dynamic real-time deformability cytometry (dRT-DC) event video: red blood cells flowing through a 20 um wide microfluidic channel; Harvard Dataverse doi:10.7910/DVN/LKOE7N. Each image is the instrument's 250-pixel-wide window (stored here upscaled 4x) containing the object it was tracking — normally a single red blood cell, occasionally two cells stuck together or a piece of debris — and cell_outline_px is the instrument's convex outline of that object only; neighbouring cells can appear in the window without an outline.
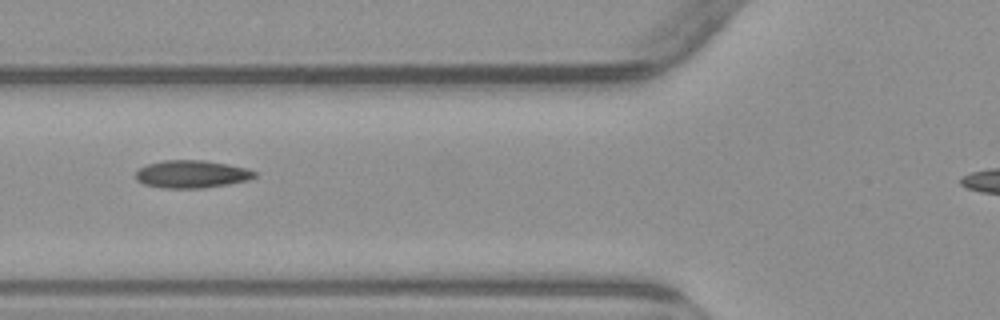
{"species": "common noctule bat (a hibernating species)", "species_latin": "Nyctalus noctula", "temperature_condition": "warm", "stored_images_in_passage": 8, "camera_frame_rate_fps": 3000, "um_per_image_px": 0.085, "animal": {"sex": "male", "body_mass_g": 23.1, "forearm_length_mm": 52.7}, "frame": {"image": 1, "passage_image": 5, "time_ms": 5.667, "image_size_px": [1000, 320], "cell_outline_px": [[256, 176], [248, 180], [228, 184], [204, 188], [160, 188], [144, 184], [136, 180], [136, 172], [140, 168], [148, 164], [164, 160], [204, 160], [228, 164], [248, 168], [256, 172]], "centroid_in_image_um": [16.3, 14.8], "position_along_channel_um": 109.5, "area_um2": 19.25}}
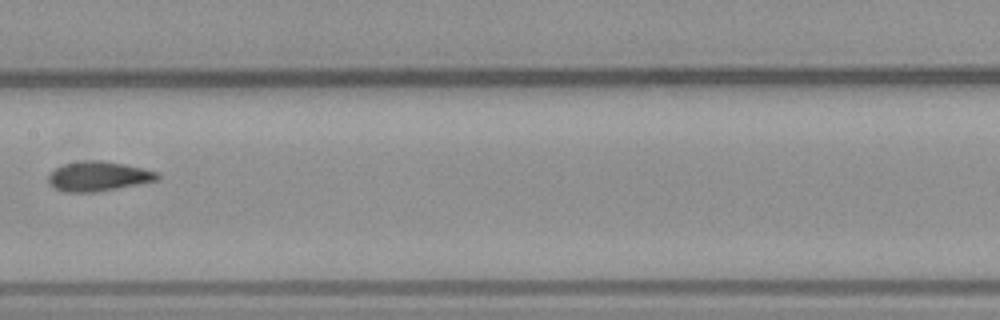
{"frame": {"image": 2, "passage_image": 7, "time_ms": 8.0, "image_size_px": [1000, 320], "cell_outline_px": [[160, 180], [96, 192], [68, 192], [56, 188], [48, 184], [48, 176], [56, 168], [64, 164], [84, 160], [104, 160], [124, 164], [160, 172]], "centroid_in_image_um": [8.4, 14.98], "position_along_channel_um": 199.0, "area_um2": 18.9}}
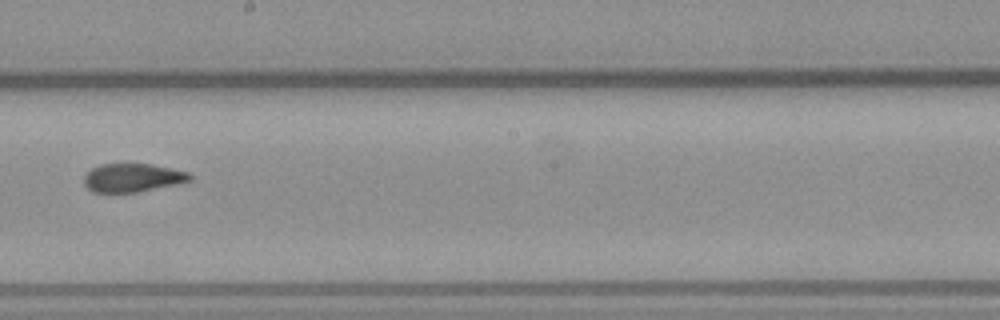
{"frame": {"image": 3, "passage_image": 8, "time_ms": 9.0, "image_size_px": [1000, 320], "cell_outline_px": [[192, 180], [180, 184], [136, 192], [92, 192], [84, 184], [84, 176], [92, 168], [100, 164], [152, 164], [188, 172], [192, 176]], "centroid_in_image_um": [11.29, 15.11], "position_along_channel_um": 236.9, "area_um2": 17.57}}